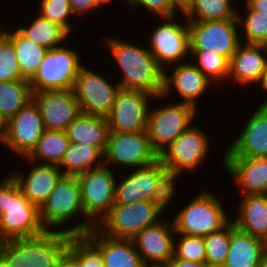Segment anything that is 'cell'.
Here are the masks:
<instances>
[{"mask_svg":"<svg viewBox=\"0 0 267 267\" xmlns=\"http://www.w3.org/2000/svg\"><path fill=\"white\" fill-rule=\"evenodd\" d=\"M207 266L222 267L230 247V221L221 230L203 237Z\"/></svg>","mask_w":267,"mask_h":267,"instance_id":"cell-35","label":"cell"},{"mask_svg":"<svg viewBox=\"0 0 267 267\" xmlns=\"http://www.w3.org/2000/svg\"><path fill=\"white\" fill-rule=\"evenodd\" d=\"M259 81L262 82V86L264 90H266L267 92V68H266V71L261 75V78ZM260 107H267V101H264V103H262Z\"/></svg>","mask_w":267,"mask_h":267,"instance_id":"cell-49","label":"cell"},{"mask_svg":"<svg viewBox=\"0 0 267 267\" xmlns=\"http://www.w3.org/2000/svg\"><path fill=\"white\" fill-rule=\"evenodd\" d=\"M182 240L174 246V256L179 259L205 263L206 251L203 237L181 234Z\"/></svg>","mask_w":267,"mask_h":267,"instance_id":"cell-40","label":"cell"},{"mask_svg":"<svg viewBox=\"0 0 267 267\" xmlns=\"http://www.w3.org/2000/svg\"><path fill=\"white\" fill-rule=\"evenodd\" d=\"M7 35V31L3 32L0 30V41Z\"/></svg>","mask_w":267,"mask_h":267,"instance_id":"cell-51","label":"cell"},{"mask_svg":"<svg viewBox=\"0 0 267 267\" xmlns=\"http://www.w3.org/2000/svg\"><path fill=\"white\" fill-rule=\"evenodd\" d=\"M165 207L157 201L143 200L130 204H117L96 225L105 236L114 239H132L144 228L157 224ZM99 226V227H98ZM107 233V234H106Z\"/></svg>","mask_w":267,"mask_h":267,"instance_id":"cell-5","label":"cell"},{"mask_svg":"<svg viewBox=\"0 0 267 267\" xmlns=\"http://www.w3.org/2000/svg\"><path fill=\"white\" fill-rule=\"evenodd\" d=\"M206 263L183 260L173 256L163 267H204Z\"/></svg>","mask_w":267,"mask_h":267,"instance_id":"cell-44","label":"cell"},{"mask_svg":"<svg viewBox=\"0 0 267 267\" xmlns=\"http://www.w3.org/2000/svg\"><path fill=\"white\" fill-rule=\"evenodd\" d=\"M120 85L115 87L106 79L82 66L73 85V93L82 114L107 117L113 107Z\"/></svg>","mask_w":267,"mask_h":267,"instance_id":"cell-12","label":"cell"},{"mask_svg":"<svg viewBox=\"0 0 267 267\" xmlns=\"http://www.w3.org/2000/svg\"><path fill=\"white\" fill-rule=\"evenodd\" d=\"M173 71L172 77H168L164 70L161 96L167 95L171 91V86H174L183 98L182 102L190 104L195 108V100L207 89L209 82H211L209 81L210 79L196 65L187 63H179Z\"/></svg>","mask_w":267,"mask_h":267,"instance_id":"cell-26","label":"cell"},{"mask_svg":"<svg viewBox=\"0 0 267 267\" xmlns=\"http://www.w3.org/2000/svg\"><path fill=\"white\" fill-rule=\"evenodd\" d=\"M6 36L13 42L22 76L30 80L42 63L47 49L25 38L18 30L7 32Z\"/></svg>","mask_w":267,"mask_h":267,"instance_id":"cell-30","label":"cell"},{"mask_svg":"<svg viewBox=\"0 0 267 267\" xmlns=\"http://www.w3.org/2000/svg\"><path fill=\"white\" fill-rule=\"evenodd\" d=\"M84 236L99 250L104 267H147L132 239H114L96 227Z\"/></svg>","mask_w":267,"mask_h":267,"instance_id":"cell-21","label":"cell"},{"mask_svg":"<svg viewBox=\"0 0 267 267\" xmlns=\"http://www.w3.org/2000/svg\"><path fill=\"white\" fill-rule=\"evenodd\" d=\"M248 15L243 20L237 16L238 22L245 25L247 44H266L267 43V16L253 11L249 6Z\"/></svg>","mask_w":267,"mask_h":267,"instance_id":"cell-39","label":"cell"},{"mask_svg":"<svg viewBox=\"0 0 267 267\" xmlns=\"http://www.w3.org/2000/svg\"><path fill=\"white\" fill-rule=\"evenodd\" d=\"M98 223L88 221L65 231L45 230L42 234L0 242V258L8 267H56L68 251L73 235H85Z\"/></svg>","mask_w":267,"mask_h":267,"instance_id":"cell-1","label":"cell"},{"mask_svg":"<svg viewBox=\"0 0 267 267\" xmlns=\"http://www.w3.org/2000/svg\"><path fill=\"white\" fill-rule=\"evenodd\" d=\"M67 252L76 260L78 267H104L99 250L84 235H73Z\"/></svg>","mask_w":267,"mask_h":267,"instance_id":"cell-37","label":"cell"},{"mask_svg":"<svg viewBox=\"0 0 267 267\" xmlns=\"http://www.w3.org/2000/svg\"><path fill=\"white\" fill-rule=\"evenodd\" d=\"M195 113L196 108L183 102L149 111L147 133L158 156L190 126Z\"/></svg>","mask_w":267,"mask_h":267,"instance_id":"cell-8","label":"cell"},{"mask_svg":"<svg viewBox=\"0 0 267 267\" xmlns=\"http://www.w3.org/2000/svg\"><path fill=\"white\" fill-rule=\"evenodd\" d=\"M130 7L135 5L144 6L146 9L151 10L154 14L157 13L162 18L174 17V11L178 8L174 0H126Z\"/></svg>","mask_w":267,"mask_h":267,"instance_id":"cell-42","label":"cell"},{"mask_svg":"<svg viewBox=\"0 0 267 267\" xmlns=\"http://www.w3.org/2000/svg\"><path fill=\"white\" fill-rule=\"evenodd\" d=\"M222 208L212 194L200 193L175 217V233L204 237L221 230L231 221Z\"/></svg>","mask_w":267,"mask_h":267,"instance_id":"cell-6","label":"cell"},{"mask_svg":"<svg viewBox=\"0 0 267 267\" xmlns=\"http://www.w3.org/2000/svg\"><path fill=\"white\" fill-rule=\"evenodd\" d=\"M193 57L199 61L196 66L208 79L221 81L229 78V60L225 56L218 55L208 50L190 49ZM213 78V79H212Z\"/></svg>","mask_w":267,"mask_h":267,"instance_id":"cell-36","label":"cell"},{"mask_svg":"<svg viewBox=\"0 0 267 267\" xmlns=\"http://www.w3.org/2000/svg\"><path fill=\"white\" fill-rule=\"evenodd\" d=\"M0 206L3 209L0 242L34 237L45 231L39 208L20 191L12 175L0 184Z\"/></svg>","mask_w":267,"mask_h":267,"instance_id":"cell-3","label":"cell"},{"mask_svg":"<svg viewBox=\"0 0 267 267\" xmlns=\"http://www.w3.org/2000/svg\"><path fill=\"white\" fill-rule=\"evenodd\" d=\"M65 131L70 142L89 144L104 154L110 132L107 117L81 113Z\"/></svg>","mask_w":267,"mask_h":267,"instance_id":"cell-27","label":"cell"},{"mask_svg":"<svg viewBox=\"0 0 267 267\" xmlns=\"http://www.w3.org/2000/svg\"><path fill=\"white\" fill-rule=\"evenodd\" d=\"M235 226L267 243V194L244 195Z\"/></svg>","mask_w":267,"mask_h":267,"instance_id":"cell-28","label":"cell"},{"mask_svg":"<svg viewBox=\"0 0 267 267\" xmlns=\"http://www.w3.org/2000/svg\"><path fill=\"white\" fill-rule=\"evenodd\" d=\"M25 79L20 70L13 42L5 36L0 41V81Z\"/></svg>","mask_w":267,"mask_h":267,"instance_id":"cell-38","label":"cell"},{"mask_svg":"<svg viewBox=\"0 0 267 267\" xmlns=\"http://www.w3.org/2000/svg\"><path fill=\"white\" fill-rule=\"evenodd\" d=\"M232 7L231 0H194L183 14L189 21L237 19L238 13Z\"/></svg>","mask_w":267,"mask_h":267,"instance_id":"cell-34","label":"cell"},{"mask_svg":"<svg viewBox=\"0 0 267 267\" xmlns=\"http://www.w3.org/2000/svg\"><path fill=\"white\" fill-rule=\"evenodd\" d=\"M107 43L125 75L123 81L118 83L120 88L143 91L154 95V98L161 97L164 69L158 65L153 54L120 39L113 38Z\"/></svg>","mask_w":267,"mask_h":267,"instance_id":"cell-2","label":"cell"},{"mask_svg":"<svg viewBox=\"0 0 267 267\" xmlns=\"http://www.w3.org/2000/svg\"><path fill=\"white\" fill-rule=\"evenodd\" d=\"M46 130L65 131L80 114L72 89L32 91Z\"/></svg>","mask_w":267,"mask_h":267,"instance_id":"cell-16","label":"cell"},{"mask_svg":"<svg viewBox=\"0 0 267 267\" xmlns=\"http://www.w3.org/2000/svg\"><path fill=\"white\" fill-rule=\"evenodd\" d=\"M56 267H78L76 260L66 252L58 261Z\"/></svg>","mask_w":267,"mask_h":267,"instance_id":"cell-45","label":"cell"},{"mask_svg":"<svg viewBox=\"0 0 267 267\" xmlns=\"http://www.w3.org/2000/svg\"><path fill=\"white\" fill-rule=\"evenodd\" d=\"M8 117L0 109V141L2 142L5 138L8 129Z\"/></svg>","mask_w":267,"mask_h":267,"instance_id":"cell-47","label":"cell"},{"mask_svg":"<svg viewBox=\"0 0 267 267\" xmlns=\"http://www.w3.org/2000/svg\"><path fill=\"white\" fill-rule=\"evenodd\" d=\"M170 227L164 221L158 222L144 228L132 238L147 267H163L174 256L175 243L171 236L175 232L173 222Z\"/></svg>","mask_w":267,"mask_h":267,"instance_id":"cell-19","label":"cell"},{"mask_svg":"<svg viewBox=\"0 0 267 267\" xmlns=\"http://www.w3.org/2000/svg\"><path fill=\"white\" fill-rule=\"evenodd\" d=\"M259 267H267V253L262 258Z\"/></svg>","mask_w":267,"mask_h":267,"instance_id":"cell-50","label":"cell"},{"mask_svg":"<svg viewBox=\"0 0 267 267\" xmlns=\"http://www.w3.org/2000/svg\"><path fill=\"white\" fill-rule=\"evenodd\" d=\"M238 19L188 21L190 49H202L225 56L229 61L240 44Z\"/></svg>","mask_w":267,"mask_h":267,"instance_id":"cell-11","label":"cell"},{"mask_svg":"<svg viewBox=\"0 0 267 267\" xmlns=\"http://www.w3.org/2000/svg\"><path fill=\"white\" fill-rule=\"evenodd\" d=\"M108 167L103 165L77 175L81 188L82 205L85 215L89 219L101 215L99 218L102 220L115 203L117 182Z\"/></svg>","mask_w":267,"mask_h":267,"instance_id":"cell-13","label":"cell"},{"mask_svg":"<svg viewBox=\"0 0 267 267\" xmlns=\"http://www.w3.org/2000/svg\"><path fill=\"white\" fill-rule=\"evenodd\" d=\"M60 171L58 165L39 163L36 167H31V171L25 180L20 173L12 177L29 201L40 208L59 179L64 175Z\"/></svg>","mask_w":267,"mask_h":267,"instance_id":"cell-24","label":"cell"},{"mask_svg":"<svg viewBox=\"0 0 267 267\" xmlns=\"http://www.w3.org/2000/svg\"><path fill=\"white\" fill-rule=\"evenodd\" d=\"M0 267H8V265L0 258Z\"/></svg>","mask_w":267,"mask_h":267,"instance_id":"cell-52","label":"cell"},{"mask_svg":"<svg viewBox=\"0 0 267 267\" xmlns=\"http://www.w3.org/2000/svg\"><path fill=\"white\" fill-rule=\"evenodd\" d=\"M103 157H106L104 165L114 162L134 168L149 165L159 158L151 148L147 131L135 133L110 131Z\"/></svg>","mask_w":267,"mask_h":267,"instance_id":"cell-15","label":"cell"},{"mask_svg":"<svg viewBox=\"0 0 267 267\" xmlns=\"http://www.w3.org/2000/svg\"><path fill=\"white\" fill-rule=\"evenodd\" d=\"M25 38L46 49L57 47L69 33L60 25L51 22L41 15L35 19L29 28L17 29Z\"/></svg>","mask_w":267,"mask_h":267,"instance_id":"cell-33","label":"cell"},{"mask_svg":"<svg viewBox=\"0 0 267 267\" xmlns=\"http://www.w3.org/2000/svg\"><path fill=\"white\" fill-rule=\"evenodd\" d=\"M83 65L74 50L65 47L47 49L37 72L29 80L32 91L72 89Z\"/></svg>","mask_w":267,"mask_h":267,"instance_id":"cell-7","label":"cell"},{"mask_svg":"<svg viewBox=\"0 0 267 267\" xmlns=\"http://www.w3.org/2000/svg\"><path fill=\"white\" fill-rule=\"evenodd\" d=\"M267 253V243L239 230L230 221V247L222 267H259Z\"/></svg>","mask_w":267,"mask_h":267,"instance_id":"cell-23","label":"cell"},{"mask_svg":"<svg viewBox=\"0 0 267 267\" xmlns=\"http://www.w3.org/2000/svg\"><path fill=\"white\" fill-rule=\"evenodd\" d=\"M225 157L267 158V107L257 108Z\"/></svg>","mask_w":267,"mask_h":267,"instance_id":"cell-20","label":"cell"},{"mask_svg":"<svg viewBox=\"0 0 267 267\" xmlns=\"http://www.w3.org/2000/svg\"><path fill=\"white\" fill-rule=\"evenodd\" d=\"M224 166L245 195L267 194V158L225 157Z\"/></svg>","mask_w":267,"mask_h":267,"instance_id":"cell-22","label":"cell"},{"mask_svg":"<svg viewBox=\"0 0 267 267\" xmlns=\"http://www.w3.org/2000/svg\"><path fill=\"white\" fill-rule=\"evenodd\" d=\"M29 80L0 81V109L8 119L32 100Z\"/></svg>","mask_w":267,"mask_h":267,"instance_id":"cell-32","label":"cell"},{"mask_svg":"<svg viewBox=\"0 0 267 267\" xmlns=\"http://www.w3.org/2000/svg\"><path fill=\"white\" fill-rule=\"evenodd\" d=\"M153 96L143 91L120 89L107 116L110 131L123 133L147 131L148 98Z\"/></svg>","mask_w":267,"mask_h":267,"instance_id":"cell-14","label":"cell"},{"mask_svg":"<svg viewBox=\"0 0 267 267\" xmlns=\"http://www.w3.org/2000/svg\"><path fill=\"white\" fill-rule=\"evenodd\" d=\"M2 216H3V209H2V207L0 206V224H1V221H2Z\"/></svg>","mask_w":267,"mask_h":267,"instance_id":"cell-53","label":"cell"},{"mask_svg":"<svg viewBox=\"0 0 267 267\" xmlns=\"http://www.w3.org/2000/svg\"><path fill=\"white\" fill-rule=\"evenodd\" d=\"M194 0H174L175 5L183 13Z\"/></svg>","mask_w":267,"mask_h":267,"instance_id":"cell-48","label":"cell"},{"mask_svg":"<svg viewBox=\"0 0 267 267\" xmlns=\"http://www.w3.org/2000/svg\"><path fill=\"white\" fill-rule=\"evenodd\" d=\"M174 180L158 158L153 163L137 167L115 191V203L130 204L143 200L160 202L165 208L174 194Z\"/></svg>","mask_w":267,"mask_h":267,"instance_id":"cell-4","label":"cell"},{"mask_svg":"<svg viewBox=\"0 0 267 267\" xmlns=\"http://www.w3.org/2000/svg\"><path fill=\"white\" fill-rule=\"evenodd\" d=\"M208 140L201 129L188 127L159 155L163 166L175 181L182 170L195 169L203 162L208 149Z\"/></svg>","mask_w":267,"mask_h":267,"instance_id":"cell-9","label":"cell"},{"mask_svg":"<svg viewBox=\"0 0 267 267\" xmlns=\"http://www.w3.org/2000/svg\"><path fill=\"white\" fill-rule=\"evenodd\" d=\"M70 141L66 131L46 130L36 147L27 156L31 161L44 158L43 164L60 165ZM39 156V157H38Z\"/></svg>","mask_w":267,"mask_h":267,"instance_id":"cell-31","label":"cell"},{"mask_svg":"<svg viewBox=\"0 0 267 267\" xmlns=\"http://www.w3.org/2000/svg\"><path fill=\"white\" fill-rule=\"evenodd\" d=\"M107 2H110V0H69V4L73 14H82L84 12L86 13L89 10H94V8L100 6V4Z\"/></svg>","mask_w":267,"mask_h":267,"instance_id":"cell-43","label":"cell"},{"mask_svg":"<svg viewBox=\"0 0 267 267\" xmlns=\"http://www.w3.org/2000/svg\"><path fill=\"white\" fill-rule=\"evenodd\" d=\"M101 156L103 157L104 154L97 147L85 143L70 142L59 168H66L63 172L64 175L77 176L103 166V163L97 164L95 168L92 166Z\"/></svg>","mask_w":267,"mask_h":267,"instance_id":"cell-29","label":"cell"},{"mask_svg":"<svg viewBox=\"0 0 267 267\" xmlns=\"http://www.w3.org/2000/svg\"><path fill=\"white\" fill-rule=\"evenodd\" d=\"M173 17H165L164 24L152 32L149 50L158 65L177 62L190 52V31L188 24L181 26L173 22ZM168 21V22H167ZM172 21V22H171ZM167 22V23H166Z\"/></svg>","mask_w":267,"mask_h":267,"instance_id":"cell-18","label":"cell"},{"mask_svg":"<svg viewBox=\"0 0 267 267\" xmlns=\"http://www.w3.org/2000/svg\"><path fill=\"white\" fill-rule=\"evenodd\" d=\"M41 16L63 27L68 33L71 26L67 18L72 13L69 0H42Z\"/></svg>","mask_w":267,"mask_h":267,"instance_id":"cell-41","label":"cell"},{"mask_svg":"<svg viewBox=\"0 0 267 267\" xmlns=\"http://www.w3.org/2000/svg\"><path fill=\"white\" fill-rule=\"evenodd\" d=\"M87 217L81 201V188L77 176L63 175L44 204L39 208L42 226H60L77 213Z\"/></svg>","mask_w":267,"mask_h":267,"instance_id":"cell-10","label":"cell"},{"mask_svg":"<svg viewBox=\"0 0 267 267\" xmlns=\"http://www.w3.org/2000/svg\"><path fill=\"white\" fill-rule=\"evenodd\" d=\"M44 131L39 108L31 100L16 115L9 118L7 133L2 143L17 154L27 157L36 147Z\"/></svg>","mask_w":267,"mask_h":267,"instance_id":"cell-17","label":"cell"},{"mask_svg":"<svg viewBox=\"0 0 267 267\" xmlns=\"http://www.w3.org/2000/svg\"><path fill=\"white\" fill-rule=\"evenodd\" d=\"M263 50L267 51L264 44L240 43L229 62V78L244 85L259 82L267 68V59L260 53Z\"/></svg>","mask_w":267,"mask_h":267,"instance_id":"cell-25","label":"cell"},{"mask_svg":"<svg viewBox=\"0 0 267 267\" xmlns=\"http://www.w3.org/2000/svg\"><path fill=\"white\" fill-rule=\"evenodd\" d=\"M246 1V5L249 6L252 2L257 1V0H245Z\"/></svg>","mask_w":267,"mask_h":267,"instance_id":"cell-54","label":"cell"},{"mask_svg":"<svg viewBox=\"0 0 267 267\" xmlns=\"http://www.w3.org/2000/svg\"><path fill=\"white\" fill-rule=\"evenodd\" d=\"M249 7L256 12L267 16V0H257L252 2Z\"/></svg>","mask_w":267,"mask_h":267,"instance_id":"cell-46","label":"cell"}]
</instances>
